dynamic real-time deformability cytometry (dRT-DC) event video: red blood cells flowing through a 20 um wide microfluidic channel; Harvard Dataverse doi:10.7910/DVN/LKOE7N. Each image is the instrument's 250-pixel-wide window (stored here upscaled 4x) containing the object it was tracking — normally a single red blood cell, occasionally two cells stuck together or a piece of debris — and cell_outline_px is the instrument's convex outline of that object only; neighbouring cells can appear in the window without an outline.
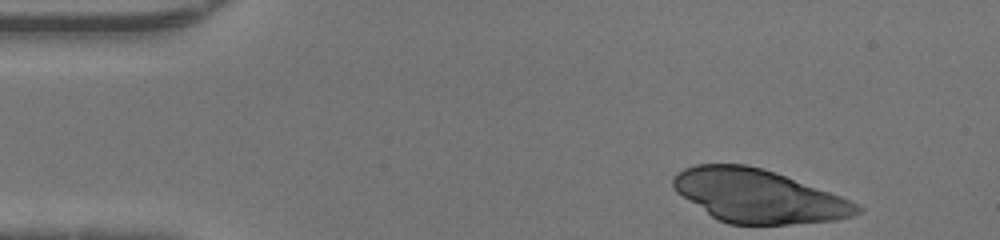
{"species": "human", "species_latin": "Homo sapiens", "temperature_condition": "warm", "stored_images_in_passage": 16, "camera_frame_rate_fps": 3000, "um_per_image_px": 0.085, "donor": {"sex": "male"}, "frame": {"image": 1, "passage_image": 1, "time_ms": 0.0, "image_size_px": [1000, 240], "cell_outline_px": [[864, 208], [860, 212], [852, 216], [836, 220], [788, 224], [728, 224], [712, 216], [676, 192], [672, 188], [672, 176], [684, 168], [696, 164], [744, 164], [760, 168], [784, 176], [840, 196], [860, 204]], "centroid_in_image_um": [64.44, 16.66], "position_along_channel_um": 20.6, "area_um2": 56.41}}